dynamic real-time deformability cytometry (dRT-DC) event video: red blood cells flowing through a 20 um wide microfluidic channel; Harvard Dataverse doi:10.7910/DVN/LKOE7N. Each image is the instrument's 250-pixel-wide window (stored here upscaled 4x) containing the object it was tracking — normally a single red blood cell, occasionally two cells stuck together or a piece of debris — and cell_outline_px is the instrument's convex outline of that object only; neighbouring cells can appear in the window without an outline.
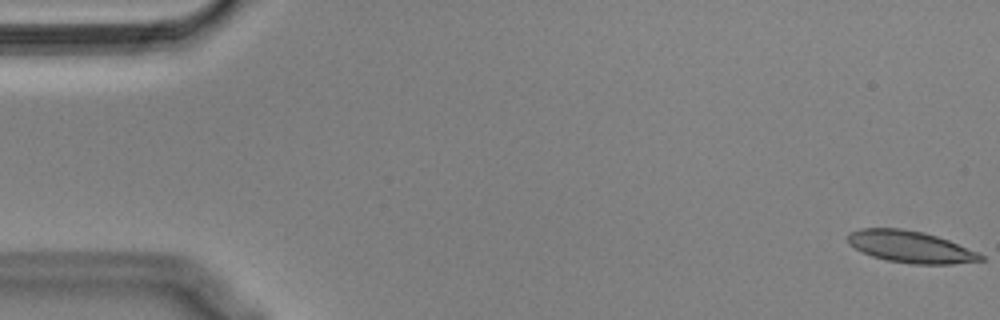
{"species": "Egyptian fruit bat (a non-hibernating species)", "species_latin": "Rousettus aegyptiacus", "temperature_condition": "cold", "stored_images_in_passage": 56, "camera_frame_rate_fps": 3000, "um_per_image_px": 0.085, "animal": {"sex": "male"}, "frame": {"image": 1, "passage_image": 1, "time_ms": 0.0, "image_size_px": [1000, 320], "cell_outline_px": [[984, 260], [952, 264], [912, 264], [888, 260], [872, 256], [860, 252], [848, 244], [848, 232], [860, 228], [900, 228], [924, 232], [948, 240], [980, 252], [984, 256]], "centroid_in_image_um": [77.38, 20.97], "position_along_channel_um": 7.6, "area_um2": 24.8}}
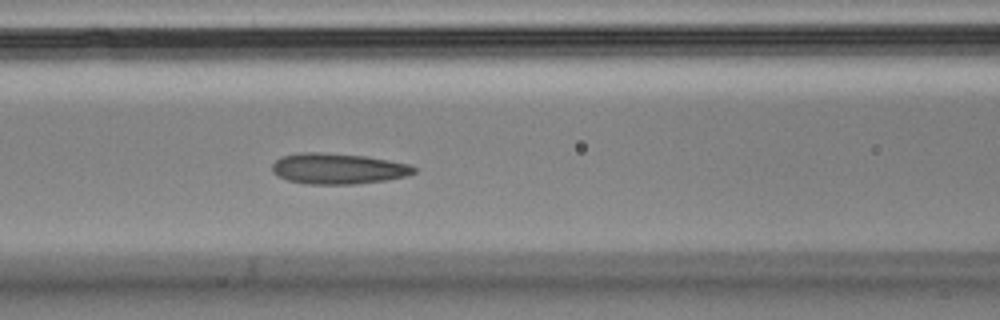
{"frame": {"image": 2, "passage_image": 23, "time_ms": 7.333, "image_size_px": [1000, 320], "cell_outline_px": [[416, 172], [408, 176], [388, 180], [356, 184], [304, 184], [288, 180], [272, 172], [272, 164], [280, 156], [300, 152], [320, 152], [364, 156], [388, 160], [408, 164], [416, 168]], "centroid_in_image_um": [28.73, 14.34], "position_along_channel_um": 137.9, "area_um2": 25.55}}
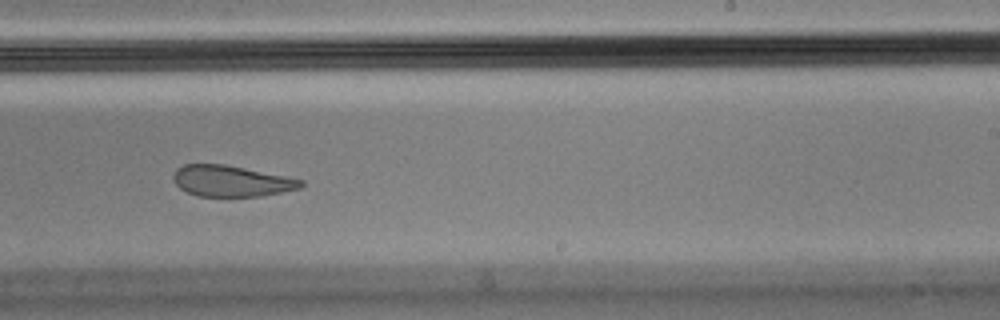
{"frame": {"image": 3, "passage_image": 34, "time_ms": 11.0, "image_size_px": [1000, 320], "cell_outline_px": [[304, 184], [300, 188], [260, 196], [196, 196], [180, 188], [176, 184], [172, 176], [176, 168], [184, 164], [224, 164], [288, 176], [304, 180]], "centroid_in_image_um": [19.66, 15.38], "position_along_channel_um": 269.3, "area_um2": 23.12}, "authors_computed_cell_mechanics": {"area_um2": 25.5187, "velocity_mm_per_s": 3.5923, "shape_relaxation_time_tau1_ms": null, "shape_relaxation_time_tau2_ms": 2.3026, "deformation_change_tau1": null, "deformation_change_tau2": 0.0979}}